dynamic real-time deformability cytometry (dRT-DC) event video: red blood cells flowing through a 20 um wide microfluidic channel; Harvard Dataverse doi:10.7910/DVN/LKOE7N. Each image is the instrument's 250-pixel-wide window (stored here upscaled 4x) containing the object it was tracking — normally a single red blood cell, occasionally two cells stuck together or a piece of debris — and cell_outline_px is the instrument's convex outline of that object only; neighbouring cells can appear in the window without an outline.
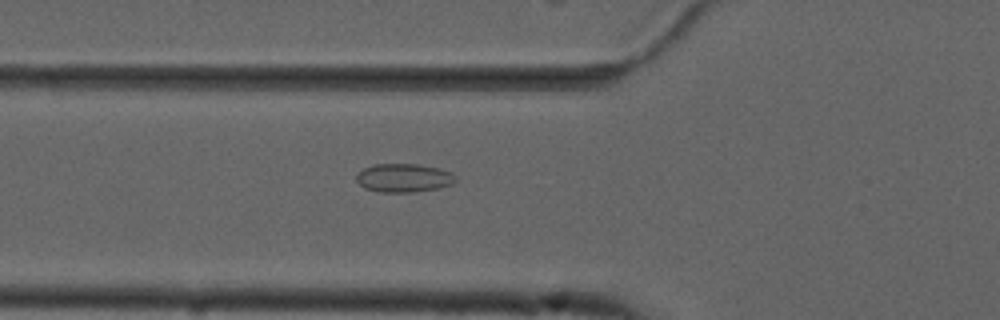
{"species": "common noctule bat (a hibernating species)", "species_latin": "Nyctalus noctula", "temperature_condition": "cold", "stored_images_in_passage": 55, "camera_frame_rate_fps": 3000, "um_per_image_px": 0.085, "animal": {"sex": "male", "forearm_length_mm": 52.5}, "frame": {"image": 1, "passage_image": 20, "time_ms": 6.333, "image_size_px": [1000, 320], "cell_outline_px": [[456, 180], [452, 184], [440, 188], [412, 192], [380, 192], [364, 188], [356, 180], [356, 176], [364, 168], [376, 164], [416, 164], [440, 168], [452, 172], [456, 176]], "centroid_in_image_um": [34.35, 15.12], "position_along_channel_um": 91.4, "area_um2": 16.53}}
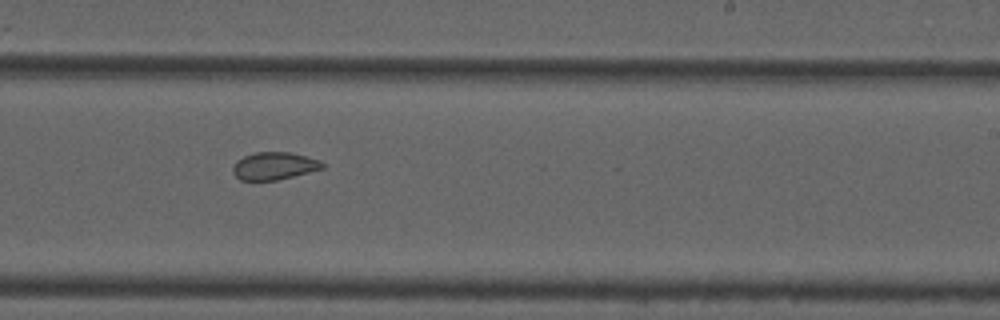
{"frame": {"image": 2, "passage_image": 34, "time_ms": 11.0, "image_size_px": [1000, 320], "cell_outline_px": [[324, 168], [276, 180], [240, 180], [232, 172], [232, 168], [236, 160], [244, 156], [256, 152], [288, 152], [320, 160], [324, 164]], "centroid_in_image_um": [23.27, 14.1], "position_along_channel_um": 265.7, "area_um2": 14.22}}
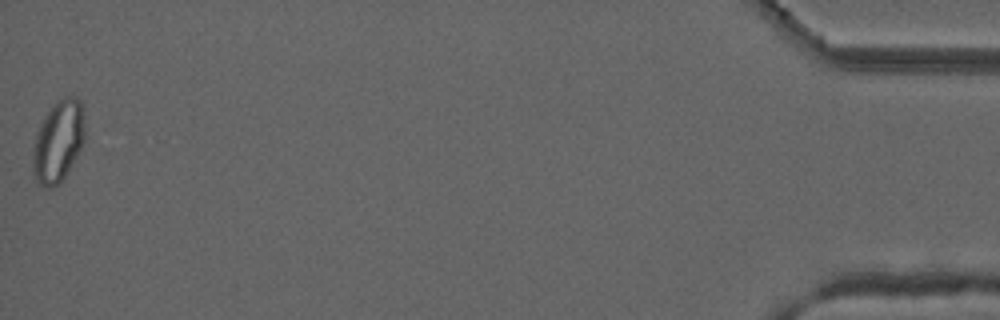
{"frame": {"image": 3, "passage_image": 55, "time_ms": 18.0, "image_size_px": [1000, 320], "cell_outline_px": [[84, 140], [80, 148], [60, 184], [52, 188], [44, 188], [36, 180], [32, 172], [32, 160], [36, 132], [40, 124], [48, 112], [64, 96], [76, 96], [84, 104]], "centroid_in_image_um": [4.95, 12.02], "position_along_channel_um": 430.2, "area_um2": 24.62}, "authors_computed_cell_mechanics": {"area_um2": 18.8428, "velocity_mm_per_s": 3.7247, "shape_relaxation_time_tau1_ms": null, "shape_relaxation_time_tau2_ms": 1.3836, "deformation_change_tau1": null, "deformation_change_tau2": 0.065}}